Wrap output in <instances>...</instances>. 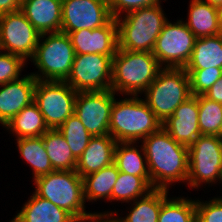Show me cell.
I'll return each instance as SVG.
<instances>
[{
    "label": "cell",
    "mask_w": 222,
    "mask_h": 222,
    "mask_svg": "<svg viewBox=\"0 0 222 222\" xmlns=\"http://www.w3.org/2000/svg\"><path fill=\"white\" fill-rule=\"evenodd\" d=\"M222 69V36L214 35L196 38L191 57L185 70L209 68Z\"/></svg>",
    "instance_id": "22"
},
{
    "label": "cell",
    "mask_w": 222,
    "mask_h": 222,
    "mask_svg": "<svg viewBox=\"0 0 222 222\" xmlns=\"http://www.w3.org/2000/svg\"><path fill=\"white\" fill-rule=\"evenodd\" d=\"M58 130L66 139L74 157L78 160L93 136L75 114L70 116Z\"/></svg>",
    "instance_id": "31"
},
{
    "label": "cell",
    "mask_w": 222,
    "mask_h": 222,
    "mask_svg": "<svg viewBox=\"0 0 222 222\" xmlns=\"http://www.w3.org/2000/svg\"><path fill=\"white\" fill-rule=\"evenodd\" d=\"M151 187L169 190V185L188 178V147L176 142L162 127L142 140Z\"/></svg>",
    "instance_id": "1"
},
{
    "label": "cell",
    "mask_w": 222,
    "mask_h": 222,
    "mask_svg": "<svg viewBox=\"0 0 222 222\" xmlns=\"http://www.w3.org/2000/svg\"><path fill=\"white\" fill-rule=\"evenodd\" d=\"M162 68L152 52L118 48L112 58L111 90L138 96L146 91Z\"/></svg>",
    "instance_id": "2"
},
{
    "label": "cell",
    "mask_w": 222,
    "mask_h": 222,
    "mask_svg": "<svg viewBox=\"0 0 222 222\" xmlns=\"http://www.w3.org/2000/svg\"><path fill=\"white\" fill-rule=\"evenodd\" d=\"M153 188L140 176L130 175L124 172L118 174L116 183L113 186L112 200L128 202L145 196Z\"/></svg>",
    "instance_id": "29"
},
{
    "label": "cell",
    "mask_w": 222,
    "mask_h": 222,
    "mask_svg": "<svg viewBox=\"0 0 222 222\" xmlns=\"http://www.w3.org/2000/svg\"><path fill=\"white\" fill-rule=\"evenodd\" d=\"M188 178L190 187L198 188L202 183L219 181L222 164V137L200 135L188 147Z\"/></svg>",
    "instance_id": "9"
},
{
    "label": "cell",
    "mask_w": 222,
    "mask_h": 222,
    "mask_svg": "<svg viewBox=\"0 0 222 222\" xmlns=\"http://www.w3.org/2000/svg\"><path fill=\"white\" fill-rule=\"evenodd\" d=\"M26 62L20 56L0 50V85L19 79Z\"/></svg>",
    "instance_id": "34"
},
{
    "label": "cell",
    "mask_w": 222,
    "mask_h": 222,
    "mask_svg": "<svg viewBox=\"0 0 222 222\" xmlns=\"http://www.w3.org/2000/svg\"><path fill=\"white\" fill-rule=\"evenodd\" d=\"M207 202V203H206ZM197 222H222V198L201 202L195 200Z\"/></svg>",
    "instance_id": "35"
},
{
    "label": "cell",
    "mask_w": 222,
    "mask_h": 222,
    "mask_svg": "<svg viewBox=\"0 0 222 222\" xmlns=\"http://www.w3.org/2000/svg\"><path fill=\"white\" fill-rule=\"evenodd\" d=\"M167 20L161 3L143 7L116 18L118 48L129 51L152 52Z\"/></svg>",
    "instance_id": "4"
},
{
    "label": "cell",
    "mask_w": 222,
    "mask_h": 222,
    "mask_svg": "<svg viewBox=\"0 0 222 222\" xmlns=\"http://www.w3.org/2000/svg\"><path fill=\"white\" fill-rule=\"evenodd\" d=\"M220 136L222 137V121H221V125H220Z\"/></svg>",
    "instance_id": "43"
},
{
    "label": "cell",
    "mask_w": 222,
    "mask_h": 222,
    "mask_svg": "<svg viewBox=\"0 0 222 222\" xmlns=\"http://www.w3.org/2000/svg\"><path fill=\"white\" fill-rule=\"evenodd\" d=\"M36 82L32 74H28L0 85V123L3 126L34 102Z\"/></svg>",
    "instance_id": "17"
},
{
    "label": "cell",
    "mask_w": 222,
    "mask_h": 222,
    "mask_svg": "<svg viewBox=\"0 0 222 222\" xmlns=\"http://www.w3.org/2000/svg\"><path fill=\"white\" fill-rule=\"evenodd\" d=\"M16 140L20 155L32 168L34 180L54 171L42 136L18 138Z\"/></svg>",
    "instance_id": "28"
},
{
    "label": "cell",
    "mask_w": 222,
    "mask_h": 222,
    "mask_svg": "<svg viewBox=\"0 0 222 222\" xmlns=\"http://www.w3.org/2000/svg\"><path fill=\"white\" fill-rule=\"evenodd\" d=\"M167 198L162 204L158 222H197L195 200Z\"/></svg>",
    "instance_id": "30"
},
{
    "label": "cell",
    "mask_w": 222,
    "mask_h": 222,
    "mask_svg": "<svg viewBox=\"0 0 222 222\" xmlns=\"http://www.w3.org/2000/svg\"><path fill=\"white\" fill-rule=\"evenodd\" d=\"M118 174V167L113 162L97 172L84 176V199L88 202L102 198L111 201L113 186L116 183Z\"/></svg>",
    "instance_id": "25"
},
{
    "label": "cell",
    "mask_w": 222,
    "mask_h": 222,
    "mask_svg": "<svg viewBox=\"0 0 222 222\" xmlns=\"http://www.w3.org/2000/svg\"><path fill=\"white\" fill-rule=\"evenodd\" d=\"M42 137L53 169L58 171L75 170L77 159L59 130L49 129Z\"/></svg>",
    "instance_id": "27"
},
{
    "label": "cell",
    "mask_w": 222,
    "mask_h": 222,
    "mask_svg": "<svg viewBox=\"0 0 222 222\" xmlns=\"http://www.w3.org/2000/svg\"><path fill=\"white\" fill-rule=\"evenodd\" d=\"M136 143L137 142H117L114 150V163L120 172L140 176L151 186L143 146L140 147L141 151H139L135 145L133 146V144ZM141 152H143L142 155L140 154Z\"/></svg>",
    "instance_id": "23"
},
{
    "label": "cell",
    "mask_w": 222,
    "mask_h": 222,
    "mask_svg": "<svg viewBox=\"0 0 222 222\" xmlns=\"http://www.w3.org/2000/svg\"><path fill=\"white\" fill-rule=\"evenodd\" d=\"M22 0H0V15L21 9Z\"/></svg>",
    "instance_id": "38"
},
{
    "label": "cell",
    "mask_w": 222,
    "mask_h": 222,
    "mask_svg": "<svg viewBox=\"0 0 222 222\" xmlns=\"http://www.w3.org/2000/svg\"><path fill=\"white\" fill-rule=\"evenodd\" d=\"M219 35L222 36V6L218 8Z\"/></svg>",
    "instance_id": "40"
},
{
    "label": "cell",
    "mask_w": 222,
    "mask_h": 222,
    "mask_svg": "<svg viewBox=\"0 0 222 222\" xmlns=\"http://www.w3.org/2000/svg\"><path fill=\"white\" fill-rule=\"evenodd\" d=\"M144 94L146 103L163 123L192 96L189 75L184 68L163 67Z\"/></svg>",
    "instance_id": "7"
},
{
    "label": "cell",
    "mask_w": 222,
    "mask_h": 222,
    "mask_svg": "<svg viewBox=\"0 0 222 222\" xmlns=\"http://www.w3.org/2000/svg\"><path fill=\"white\" fill-rule=\"evenodd\" d=\"M117 141L110 135L93 136L77 160L75 171L83 178L114 162Z\"/></svg>",
    "instance_id": "19"
},
{
    "label": "cell",
    "mask_w": 222,
    "mask_h": 222,
    "mask_svg": "<svg viewBox=\"0 0 222 222\" xmlns=\"http://www.w3.org/2000/svg\"><path fill=\"white\" fill-rule=\"evenodd\" d=\"M111 18L108 0H62L61 32L93 30Z\"/></svg>",
    "instance_id": "14"
},
{
    "label": "cell",
    "mask_w": 222,
    "mask_h": 222,
    "mask_svg": "<svg viewBox=\"0 0 222 222\" xmlns=\"http://www.w3.org/2000/svg\"><path fill=\"white\" fill-rule=\"evenodd\" d=\"M77 93L65 81L37 80L34 103L49 129H58L74 114Z\"/></svg>",
    "instance_id": "8"
},
{
    "label": "cell",
    "mask_w": 222,
    "mask_h": 222,
    "mask_svg": "<svg viewBox=\"0 0 222 222\" xmlns=\"http://www.w3.org/2000/svg\"><path fill=\"white\" fill-rule=\"evenodd\" d=\"M75 54H102L114 56L118 49V25L111 18L104 26L79 29L68 34Z\"/></svg>",
    "instance_id": "15"
},
{
    "label": "cell",
    "mask_w": 222,
    "mask_h": 222,
    "mask_svg": "<svg viewBox=\"0 0 222 222\" xmlns=\"http://www.w3.org/2000/svg\"><path fill=\"white\" fill-rule=\"evenodd\" d=\"M113 215H117L116 211L95 213L93 216L85 218L79 222H118L115 218H113Z\"/></svg>",
    "instance_id": "39"
},
{
    "label": "cell",
    "mask_w": 222,
    "mask_h": 222,
    "mask_svg": "<svg viewBox=\"0 0 222 222\" xmlns=\"http://www.w3.org/2000/svg\"><path fill=\"white\" fill-rule=\"evenodd\" d=\"M10 222H78L70 213L35 192Z\"/></svg>",
    "instance_id": "20"
},
{
    "label": "cell",
    "mask_w": 222,
    "mask_h": 222,
    "mask_svg": "<svg viewBox=\"0 0 222 222\" xmlns=\"http://www.w3.org/2000/svg\"><path fill=\"white\" fill-rule=\"evenodd\" d=\"M35 193L70 213L78 222L96 212L85 211L83 178L75 171L54 170L34 180Z\"/></svg>",
    "instance_id": "5"
},
{
    "label": "cell",
    "mask_w": 222,
    "mask_h": 222,
    "mask_svg": "<svg viewBox=\"0 0 222 222\" xmlns=\"http://www.w3.org/2000/svg\"><path fill=\"white\" fill-rule=\"evenodd\" d=\"M168 190L153 188L145 196L137 198L131 211L118 222H158L161 204L168 198ZM139 200V201H138Z\"/></svg>",
    "instance_id": "26"
},
{
    "label": "cell",
    "mask_w": 222,
    "mask_h": 222,
    "mask_svg": "<svg viewBox=\"0 0 222 222\" xmlns=\"http://www.w3.org/2000/svg\"><path fill=\"white\" fill-rule=\"evenodd\" d=\"M188 22L184 23L196 38L219 34L218 7L202 0H191Z\"/></svg>",
    "instance_id": "21"
},
{
    "label": "cell",
    "mask_w": 222,
    "mask_h": 222,
    "mask_svg": "<svg viewBox=\"0 0 222 222\" xmlns=\"http://www.w3.org/2000/svg\"><path fill=\"white\" fill-rule=\"evenodd\" d=\"M203 95L212 101L222 104V76Z\"/></svg>",
    "instance_id": "37"
},
{
    "label": "cell",
    "mask_w": 222,
    "mask_h": 222,
    "mask_svg": "<svg viewBox=\"0 0 222 222\" xmlns=\"http://www.w3.org/2000/svg\"><path fill=\"white\" fill-rule=\"evenodd\" d=\"M196 37L182 21L163 26L152 51L159 64L165 68H184L188 63Z\"/></svg>",
    "instance_id": "10"
},
{
    "label": "cell",
    "mask_w": 222,
    "mask_h": 222,
    "mask_svg": "<svg viewBox=\"0 0 222 222\" xmlns=\"http://www.w3.org/2000/svg\"><path fill=\"white\" fill-rule=\"evenodd\" d=\"M113 57L102 54H75L71 73L65 82L76 92L111 89Z\"/></svg>",
    "instance_id": "11"
},
{
    "label": "cell",
    "mask_w": 222,
    "mask_h": 222,
    "mask_svg": "<svg viewBox=\"0 0 222 222\" xmlns=\"http://www.w3.org/2000/svg\"><path fill=\"white\" fill-rule=\"evenodd\" d=\"M199 129L201 135L220 136L222 104L212 101L204 95H198Z\"/></svg>",
    "instance_id": "32"
},
{
    "label": "cell",
    "mask_w": 222,
    "mask_h": 222,
    "mask_svg": "<svg viewBox=\"0 0 222 222\" xmlns=\"http://www.w3.org/2000/svg\"><path fill=\"white\" fill-rule=\"evenodd\" d=\"M4 127L15 133L17 139L40 137L49 130L42 113L34 102L24 107Z\"/></svg>",
    "instance_id": "24"
},
{
    "label": "cell",
    "mask_w": 222,
    "mask_h": 222,
    "mask_svg": "<svg viewBox=\"0 0 222 222\" xmlns=\"http://www.w3.org/2000/svg\"><path fill=\"white\" fill-rule=\"evenodd\" d=\"M219 180L222 182V164H221V169H220Z\"/></svg>",
    "instance_id": "42"
},
{
    "label": "cell",
    "mask_w": 222,
    "mask_h": 222,
    "mask_svg": "<svg viewBox=\"0 0 222 222\" xmlns=\"http://www.w3.org/2000/svg\"><path fill=\"white\" fill-rule=\"evenodd\" d=\"M162 122L144 99L131 96L114 100L109 125V135L117 142H136L158 131Z\"/></svg>",
    "instance_id": "3"
},
{
    "label": "cell",
    "mask_w": 222,
    "mask_h": 222,
    "mask_svg": "<svg viewBox=\"0 0 222 222\" xmlns=\"http://www.w3.org/2000/svg\"><path fill=\"white\" fill-rule=\"evenodd\" d=\"M20 10L40 34L61 31L62 0H22Z\"/></svg>",
    "instance_id": "18"
},
{
    "label": "cell",
    "mask_w": 222,
    "mask_h": 222,
    "mask_svg": "<svg viewBox=\"0 0 222 222\" xmlns=\"http://www.w3.org/2000/svg\"><path fill=\"white\" fill-rule=\"evenodd\" d=\"M162 128L178 143L191 146L201 135L199 129L198 95L189 97L181 103L172 116L163 123Z\"/></svg>",
    "instance_id": "16"
},
{
    "label": "cell",
    "mask_w": 222,
    "mask_h": 222,
    "mask_svg": "<svg viewBox=\"0 0 222 222\" xmlns=\"http://www.w3.org/2000/svg\"><path fill=\"white\" fill-rule=\"evenodd\" d=\"M190 79V91L193 96L205 94L222 76L221 68L186 70Z\"/></svg>",
    "instance_id": "33"
},
{
    "label": "cell",
    "mask_w": 222,
    "mask_h": 222,
    "mask_svg": "<svg viewBox=\"0 0 222 222\" xmlns=\"http://www.w3.org/2000/svg\"><path fill=\"white\" fill-rule=\"evenodd\" d=\"M108 3L111 16L116 19L121 17V14L123 15L125 12L127 14L143 7L160 4L161 0H108Z\"/></svg>",
    "instance_id": "36"
},
{
    "label": "cell",
    "mask_w": 222,
    "mask_h": 222,
    "mask_svg": "<svg viewBox=\"0 0 222 222\" xmlns=\"http://www.w3.org/2000/svg\"><path fill=\"white\" fill-rule=\"evenodd\" d=\"M202 1L207 2V3H209V4L213 5V6H216L218 8L220 6H222V0H202Z\"/></svg>",
    "instance_id": "41"
},
{
    "label": "cell",
    "mask_w": 222,
    "mask_h": 222,
    "mask_svg": "<svg viewBox=\"0 0 222 222\" xmlns=\"http://www.w3.org/2000/svg\"><path fill=\"white\" fill-rule=\"evenodd\" d=\"M74 56V48L67 33L41 34L30 60L40 73L31 74L36 80L66 81L72 70Z\"/></svg>",
    "instance_id": "6"
},
{
    "label": "cell",
    "mask_w": 222,
    "mask_h": 222,
    "mask_svg": "<svg viewBox=\"0 0 222 222\" xmlns=\"http://www.w3.org/2000/svg\"><path fill=\"white\" fill-rule=\"evenodd\" d=\"M40 33L21 10L0 15V50L32 59Z\"/></svg>",
    "instance_id": "12"
},
{
    "label": "cell",
    "mask_w": 222,
    "mask_h": 222,
    "mask_svg": "<svg viewBox=\"0 0 222 222\" xmlns=\"http://www.w3.org/2000/svg\"><path fill=\"white\" fill-rule=\"evenodd\" d=\"M115 94L111 89L77 93L74 114L92 136L109 135Z\"/></svg>",
    "instance_id": "13"
}]
</instances>
